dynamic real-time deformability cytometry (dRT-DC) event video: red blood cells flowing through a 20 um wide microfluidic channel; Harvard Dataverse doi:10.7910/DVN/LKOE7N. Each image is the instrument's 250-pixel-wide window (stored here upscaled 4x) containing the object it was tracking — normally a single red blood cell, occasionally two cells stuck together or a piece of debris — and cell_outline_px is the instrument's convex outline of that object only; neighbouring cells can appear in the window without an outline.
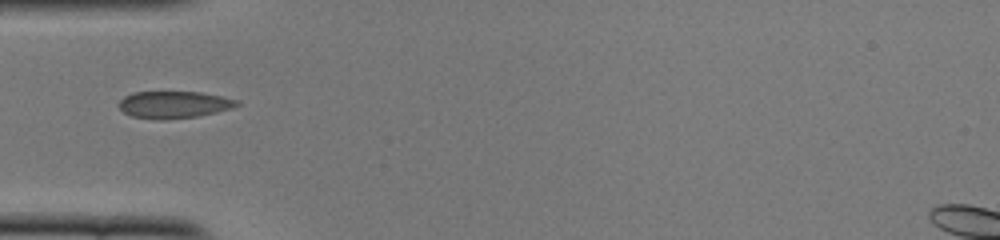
{"species": "common noctule bat (a hibernating species)", "species_latin": "Nyctalus noctula", "temperature_condition": "cold", "stored_images_in_passage": 36, "camera_frame_rate_fps": 3000, "um_per_image_px": 0.085, "animal": {"sex": "female", "body_mass_g": 22.0, "forearm_length_mm": 56.7}, "frame": {"image": 1, "passage_image": 1, "time_ms": 0.0, "image_size_px": [1000, 240], "cell_outline_px": [[240, 104], [232, 108], [216, 112], [196, 116], [164, 120], [160, 120], [132, 116], [124, 112], [116, 104], [124, 96], [136, 92], [200, 92], [240, 100]], "centroid_in_image_um": [14.78, 8.89], "position_along_channel_um": 70.2, "area_um2": 18.55}}
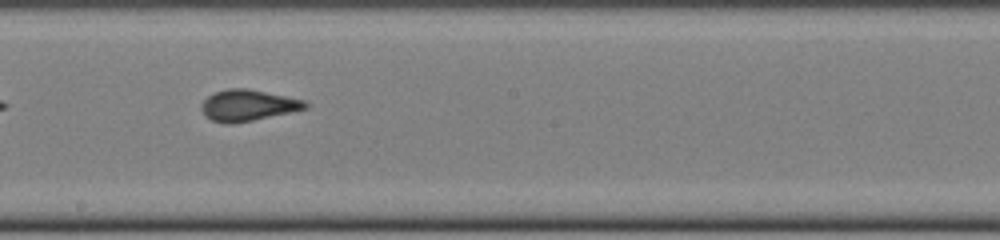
{"frame": {"image": 2, "passage_image": 13, "time_ms": 4.0, "image_size_px": [1000, 240], "cell_outline_px": [[308, 108], [252, 120], [232, 124], [224, 124], [212, 120], [204, 116], [200, 108], [200, 104], [208, 96], [216, 92], [228, 88], [248, 88], [304, 100], [308, 104]], "centroid_in_image_um": [21.02, 8.95], "position_along_channel_um": 227.2, "area_um2": 18.84}}
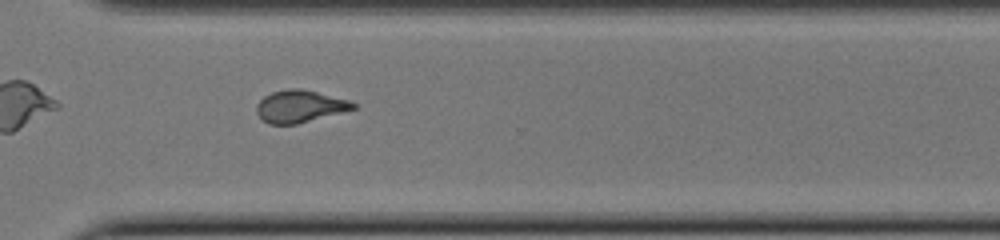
{"frame": {"image": 3, "passage_image": 22, "time_ms": 7.0, "image_size_px": [1000, 240], "cell_outline_px": [[356, 108], [296, 124], [268, 124], [256, 112], [256, 104], [264, 96], [272, 92], [288, 88], [300, 88], [352, 100], [356, 104]], "centroid_in_image_um": [25.48, 9.02], "position_along_channel_um": 345.1, "area_um2": 18.09}}